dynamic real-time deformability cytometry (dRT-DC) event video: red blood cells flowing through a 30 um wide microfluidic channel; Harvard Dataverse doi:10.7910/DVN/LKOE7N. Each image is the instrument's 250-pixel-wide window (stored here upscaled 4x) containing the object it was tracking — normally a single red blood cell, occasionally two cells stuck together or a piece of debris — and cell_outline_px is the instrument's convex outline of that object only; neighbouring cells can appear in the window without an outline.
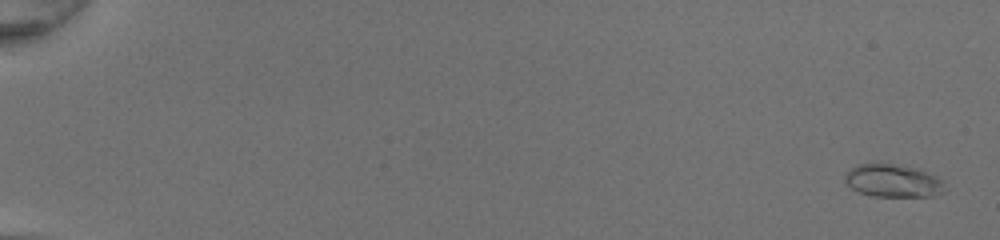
{"species": "common noctule bat (a hibernating species)", "species_latin": "Nyctalus noctula", "temperature_condition": "room temperature", "stored_images_in_passage": 52, "segment_of_instrument_passage": [1, 2], "camera_frame_rate_fps": 3000, "um_per_image_px": 0.085, "animal": {"sex": "female", "body_mass_g": 20.0, "forearm_length_mm": 54.0}, "frame": {"image": 1, "passage_image": 2, "time_ms": 0.333, "image_size_px": [1000, 240], "cell_outline_px": [[944, 192], [932, 196], [872, 196], [860, 192], [852, 188], [844, 180], [844, 172], [848, 168], [856, 164], [892, 164], [912, 168], [936, 176], [940, 180]], "centroid_in_image_um": [75.81, 15.37], "position_along_channel_um": 9.2, "area_um2": 18.73}}
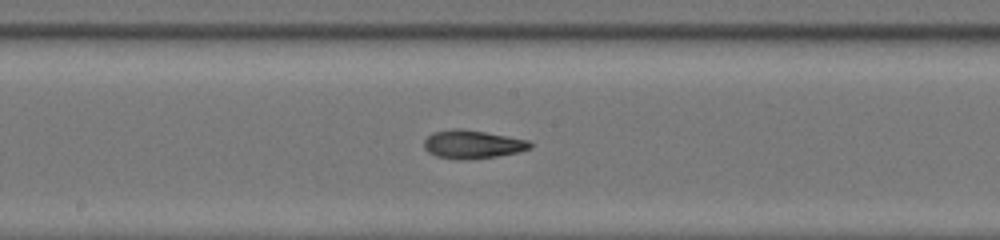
{"frame": {"image": 2, "passage_image": 30, "time_ms": 9.667, "image_size_px": [1000, 240], "cell_outline_px": [[532, 148], [520, 152], [496, 156], [464, 160], [456, 160], [436, 156], [428, 152], [424, 148], [424, 140], [432, 132], [452, 128], [460, 128], [508, 136], [528, 140], [532, 144]], "centroid_in_image_um": [40.14, 12.27], "position_along_channel_um": 208.1, "area_um2": 17.69}}
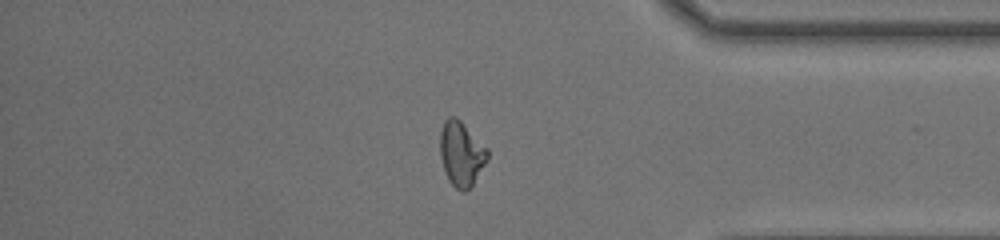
{"frame": {"image": 3, "passage_image": 44, "time_ms": 14.333, "image_size_px": [1000, 240], "cell_outline_px": [[488, 160], [472, 184], [464, 192], [460, 192], [448, 180], [444, 172], [440, 156], [440, 132], [444, 120], [448, 116], [456, 116], [488, 148]], "centroid_in_image_um": [39.2, 13.05], "position_along_channel_um": 396.0, "area_um2": 17.98}}